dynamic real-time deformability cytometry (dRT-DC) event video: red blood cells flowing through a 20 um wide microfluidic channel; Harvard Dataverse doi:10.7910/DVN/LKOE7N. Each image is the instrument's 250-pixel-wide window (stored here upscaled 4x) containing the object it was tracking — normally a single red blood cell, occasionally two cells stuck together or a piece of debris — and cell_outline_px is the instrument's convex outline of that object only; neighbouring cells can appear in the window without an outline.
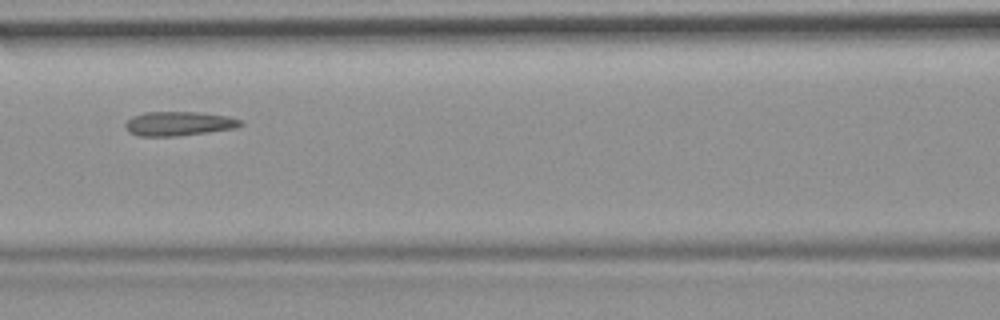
{"species": "common noctule bat (a hibernating species)", "species_latin": "Nyctalus noctula", "temperature_condition": "room temperature", "stored_images_in_passage": 14, "segment_of_instrument_passage": [1, 2], "camera_frame_rate_fps": 3000, "um_per_image_px": 0.085, "animal": {"sex": "female", "body_mass_g": 19.9}, "frame": {"image": 1, "passage_image": 5, "time_ms": 4.667, "image_size_px": [1000, 320], "cell_outline_px": [[244, 124], [236, 128], [176, 136], [140, 136], [128, 132], [124, 128], [124, 124], [132, 116], [144, 112], [204, 112], [228, 116], [244, 120]], "centroid_in_image_um": [15.21, 10.5], "position_along_channel_um": 151.4, "area_um2": 16.47}}
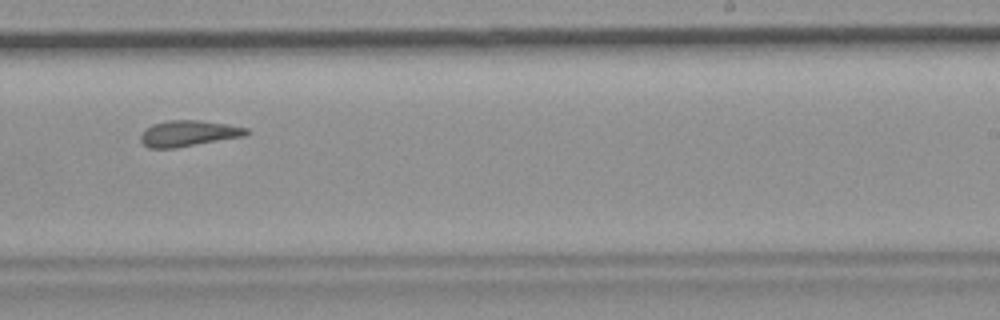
{"frame": {"image": 2, "passage_image": 8, "time_ms": 8.0, "image_size_px": [1000, 320], "cell_outline_px": [[248, 132], [244, 136], [176, 148], [148, 148], [140, 140], [140, 136], [152, 124], [168, 120], [200, 120], [228, 124], [248, 128]], "centroid_in_image_um": [16.02, 11.34], "position_along_channel_um": 273.0, "area_um2": 15.9}}
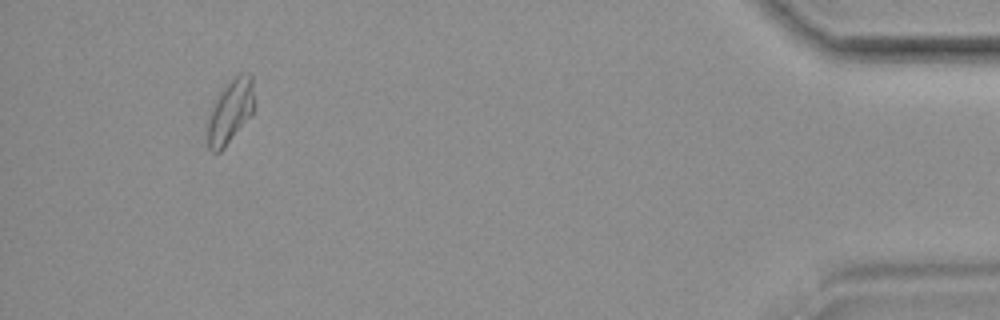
{"frame": {"image": 3, "passage_image": 12, "time_ms": 13.667, "image_size_px": [1000, 320], "cell_outline_px": [[252, 112], [224, 148], [220, 152], [212, 152], [208, 148], [208, 120], [212, 104], [216, 96], [236, 76], [248, 72], [252, 72]], "centroid_in_image_um": [19.53, 9.48], "position_along_channel_um": 415.7, "area_um2": 16.7}}